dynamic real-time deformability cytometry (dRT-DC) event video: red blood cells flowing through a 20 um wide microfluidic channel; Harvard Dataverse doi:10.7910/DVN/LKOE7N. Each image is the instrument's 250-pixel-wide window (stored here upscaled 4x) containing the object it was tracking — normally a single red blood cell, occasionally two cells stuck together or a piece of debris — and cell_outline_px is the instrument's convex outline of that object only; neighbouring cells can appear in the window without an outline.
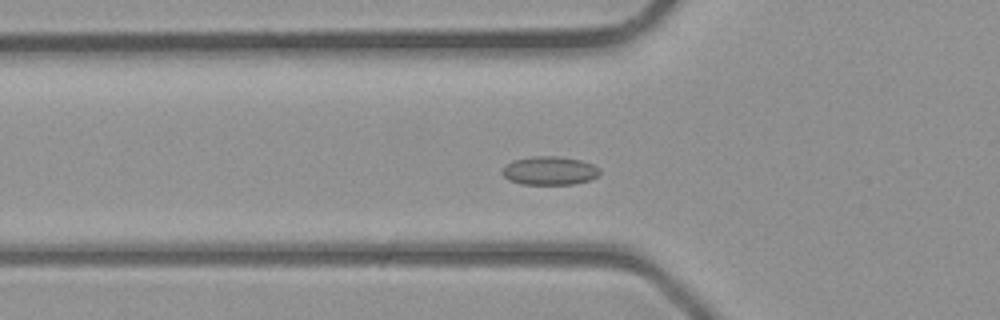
{"species": "common noctule bat (a hibernating species)", "species_latin": "Nyctalus noctula", "temperature_condition": "room temperature", "stored_images_in_passage": 30, "camera_frame_rate_fps": 3000, "um_per_image_px": 0.085, "animal": {"sex": "male", "body_mass_g": 23.1, "forearm_length_mm": 52.7}, "frame": {"image": 1, "passage_image": 4, "time_ms": 1.0, "image_size_px": [1000, 320], "cell_outline_px": [[600, 172], [592, 180], [572, 184], [520, 184], [508, 180], [500, 172], [504, 164], [512, 160], [532, 156], [556, 156], [580, 160], [592, 164], [600, 168]], "centroid_in_image_um": [46.66, 14.5], "position_along_channel_um": 79.1, "area_um2": 16.42}}
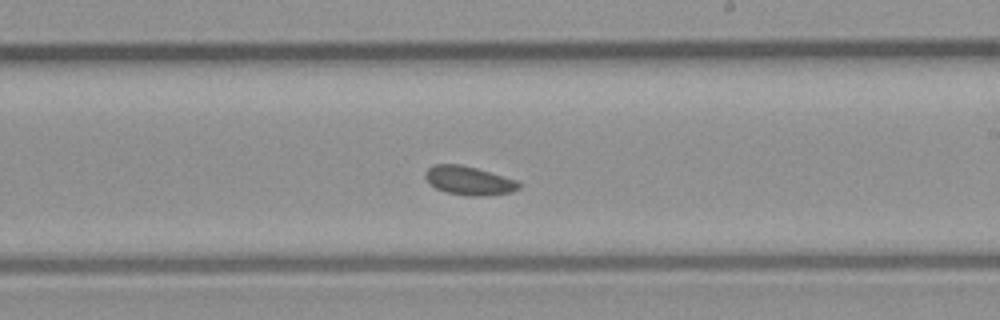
{"frame": {"image": 2, "passage_image": 14, "time_ms": 4.333, "image_size_px": [1000, 320], "cell_outline_px": [[520, 188], [512, 192], [484, 196], [468, 196], [444, 192], [428, 184], [424, 176], [424, 172], [428, 168], [436, 164], [460, 164], [476, 168], [516, 180], [520, 184]], "centroid_in_image_um": [39.81, 15.36], "position_along_channel_um": 249.2, "area_um2": 15.78}}
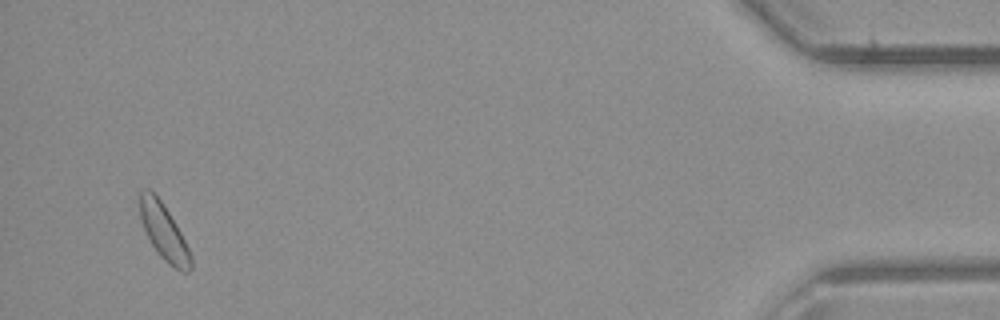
{"frame": {"image": 3, "passage_image": 29, "time_ms": 9.333, "image_size_px": [1000, 320], "cell_outline_px": [[192, 268], [188, 272], [180, 272], [168, 264], [160, 256], [152, 244], [144, 228], [140, 216], [140, 192], [148, 188], [160, 200], [176, 224], [192, 256]], "centroid_in_image_um": [13.95, 19.77], "position_along_channel_um": 421.2, "area_um2": 16.24}}